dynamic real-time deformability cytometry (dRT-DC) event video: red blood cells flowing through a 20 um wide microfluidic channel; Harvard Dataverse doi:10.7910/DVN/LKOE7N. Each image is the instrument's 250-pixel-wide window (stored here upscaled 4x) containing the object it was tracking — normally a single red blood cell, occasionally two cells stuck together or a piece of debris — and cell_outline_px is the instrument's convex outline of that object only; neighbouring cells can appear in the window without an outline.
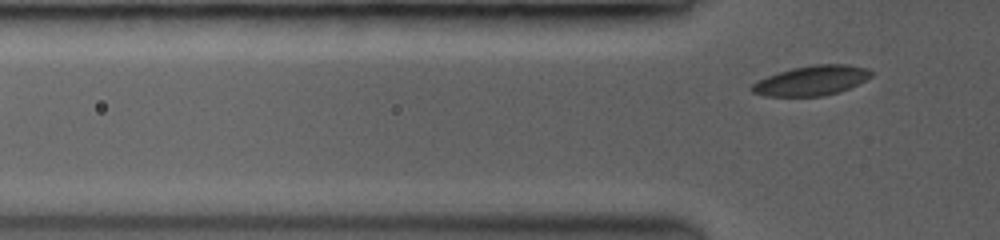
{"species": "common noctule bat (a hibernating species)", "species_latin": "Nyctalus noctula", "temperature_condition": "room temperature", "stored_images_in_passage": 5, "camera_frame_rate_fps": 3500, "um_per_image_px": 0.085, "animal": {"sex": "female", "body_mass_g": 19.0, "forearm_length_mm": 53.3}, "frame": {"image": 1, "passage_image": 5, "time_ms": 3.143, "image_size_px": [1000, 240], "cell_outline_px": [[872, 76], [848, 88], [836, 92], [820, 96], [768, 96], [752, 92], [752, 84], [768, 76], [792, 68], [812, 64], [848, 64], [864, 68], [872, 72]], "centroid_in_image_um": [68.98, 6.84], "position_along_channel_um": 56.8, "area_um2": 20.23}}